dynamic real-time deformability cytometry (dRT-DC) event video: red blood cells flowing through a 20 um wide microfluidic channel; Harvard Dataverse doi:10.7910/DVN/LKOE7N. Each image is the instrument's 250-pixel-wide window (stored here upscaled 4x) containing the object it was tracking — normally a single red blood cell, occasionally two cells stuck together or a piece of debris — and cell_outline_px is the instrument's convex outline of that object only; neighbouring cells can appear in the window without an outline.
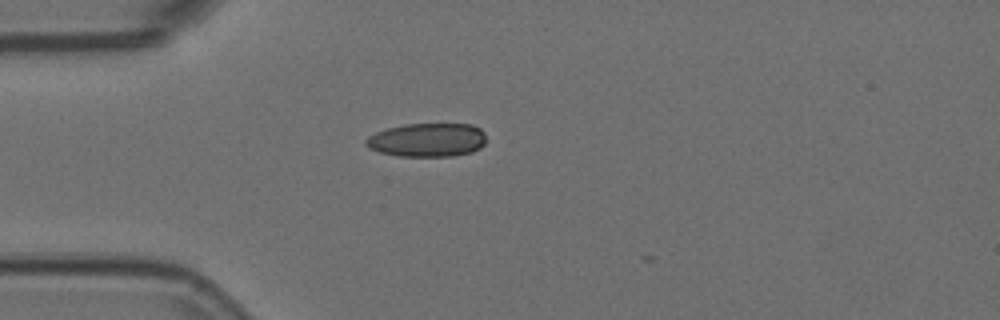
{"species": "Egyptian fruit bat (a non-hibernating species)", "species_latin": "Rousettus aegyptiacus", "temperature_condition": "room temperature", "stored_images_in_passage": 3, "camera_frame_rate_fps": 3000, "um_per_image_px": 0.085, "animal": {"sex": "female"}, "frame": {"image": 1, "passage_image": 1, "time_ms": 0.0, "image_size_px": [1000, 320], "cell_outline_px": [[484, 144], [480, 148], [472, 152], [452, 156], [400, 156], [380, 152], [368, 148], [364, 144], [364, 140], [368, 136], [376, 132], [388, 128], [404, 124], [472, 124], [480, 128], [484, 132]], "centroid_in_image_um": [36.3, 11.89], "position_along_channel_um": 48.7, "area_um2": 23.7}}